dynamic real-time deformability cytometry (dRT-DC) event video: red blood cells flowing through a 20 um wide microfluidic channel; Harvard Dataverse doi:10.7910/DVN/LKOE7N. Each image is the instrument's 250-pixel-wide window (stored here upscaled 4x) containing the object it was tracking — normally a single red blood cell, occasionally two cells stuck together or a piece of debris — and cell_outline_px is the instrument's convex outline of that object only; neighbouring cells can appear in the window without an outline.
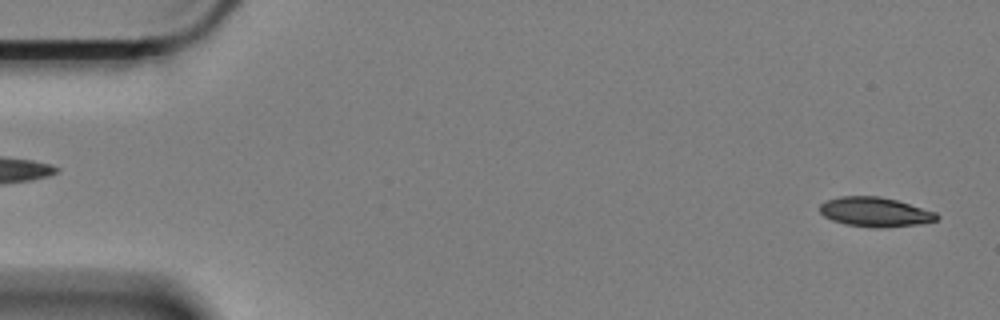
{"species": "Egyptian fruit bat (a non-hibernating species)", "species_latin": "Rousettus aegyptiacus", "temperature_condition": "cold", "stored_images_in_passage": 59, "camera_frame_rate_fps": 3000, "um_per_image_px": 0.085, "animal": {"sex": "female"}, "frame": {"image": 1, "passage_image": 2, "time_ms": 0.333, "image_size_px": [1000, 320], "cell_outline_px": [[940, 216], [936, 220], [920, 224], [880, 228], [872, 228], [844, 224], [832, 220], [824, 216], [820, 212], [820, 204], [828, 200], [840, 196], [880, 196], [896, 200], [936, 212]], "centroid_in_image_um": [74.38, 18.02], "position_along_channel_um": 10.6, "area_um2": 20.11}}
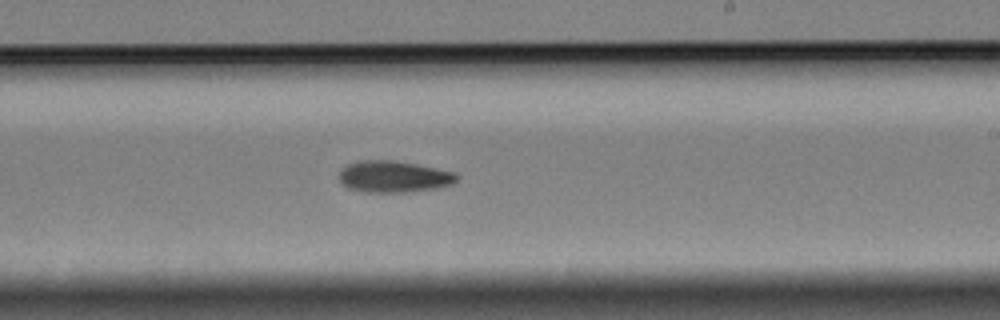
{"frame": {"image": 2, "passage_image": 35, "time_ms": 11.333, "image_size_px": [1000, 320], "cell_outline_px": [[460, 176], [452, 184], [436, 188], [404, 192], [364, 192], [348, 188], [340, 184], [340, 168], [348, 164], [360, 160], [392, 160], [416, 164], [456, 172]], "centroid_in_image_um": [33.45, 15.01], "position_along_channel_um": 255.6, "area_um2": 21.73}}
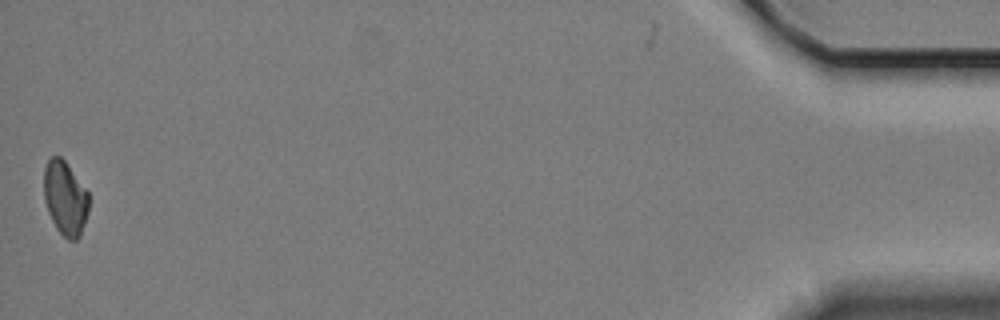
{"frame": {"image": 3, "passage_image": 59, "time_ms": 19.333, "image_size_px": [1000, 320], "cell_outline_px": [[88, 212], [80, 236], [76, 240], [68, 240], [56, 228], [48, 212], [44, 200], [44, 168], [48, 160], [52, 156], [60, 156], [64, 160], [88, 192]], "centroid_in_image_um": [5.53, 16.85], "position_along_channel_um": 429.7, "area_um2": 19.25}, "authors_computed_cell_mechanics": {"area_um2": 20.7502, "velocity_mm_per_s": 3.3251, "shape_relaxation_time_tau1_ms": 5.9744, "shape_relaxation_time_tau2_ms": null, "deformation_change_tau1": 0.1105, "deformation_change_tau2": null}}